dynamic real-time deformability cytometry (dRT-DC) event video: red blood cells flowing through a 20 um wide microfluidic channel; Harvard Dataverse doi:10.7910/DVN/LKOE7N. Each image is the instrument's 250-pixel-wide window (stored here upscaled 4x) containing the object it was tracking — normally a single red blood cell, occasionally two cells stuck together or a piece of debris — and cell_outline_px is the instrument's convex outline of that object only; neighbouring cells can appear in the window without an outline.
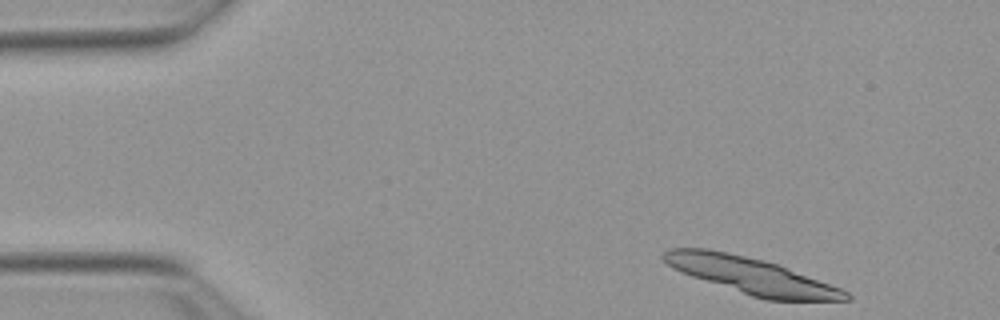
{"species": "Egyptian fruit bat (a non-hibernating species)", "species_latin": "Rousettus aegyptiacus", "temperature_condition": "warm", "stored_images_in_passage": 11, "camera_frame_rate_fps": 3000, "um_per_image_px": 0.085, "animal": {"sex": "female"}, "frame": {"image": 1, "passage_image": 1, "time_ms": 0.0, "image_size_px": [1000, 320], "cell_outline_px": [[852, 296], [848, 300], [764, 300], [680, 272], [672, 268], [660, 256], [668, 248], [708, 248], [728, 252], [764, 260], [776, 264], [840, 288], [848, 292]], "centroid_in_image_um": [63.8, 23.42], "position_along_channel_um": 21.2, "area_um2": 38.03}}